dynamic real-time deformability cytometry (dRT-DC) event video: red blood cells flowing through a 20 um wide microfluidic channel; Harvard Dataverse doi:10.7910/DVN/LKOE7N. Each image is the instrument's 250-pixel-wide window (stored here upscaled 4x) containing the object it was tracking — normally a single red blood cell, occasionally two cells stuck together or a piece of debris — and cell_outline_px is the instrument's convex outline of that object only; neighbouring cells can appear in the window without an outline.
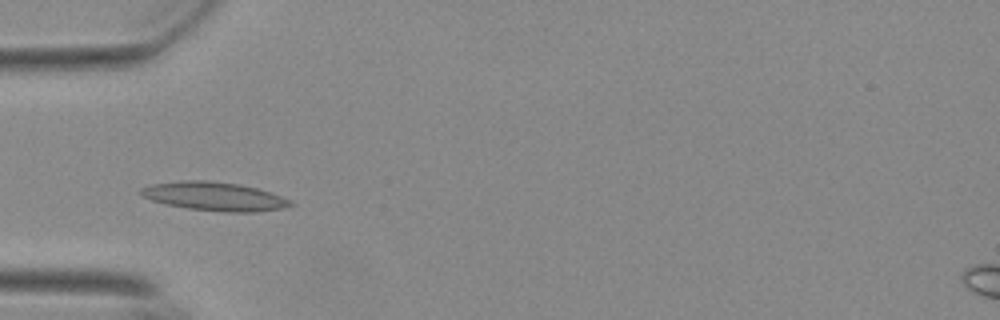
{"species": "Egyptian fruit bat (a non-hibernating species)", "species_latin": "Rousettus aegyptiacus", "temperature_condition": "warm", "stored_images_in_passage": 45, "camera_frame_rate_fps": 3000, "um_per_image_px": 0.085, "animal": {"sex": "female"}, "frame": {"image": 1, "passage_image": 8, "time_ms": 2.333, "image_size_px": [1000, 320], "cell_outline_px": [[296, 204], [280, 208], [260, 212], [224, 212], [188, 208], [164, 204], [140, 196], [136, 192], [140, 188], [152, 184], [184, 180], [204, 180], [236, 184], [256, 188], [280, 196]], "centroid_in_image_um": [18.14, 16.7], "position_along_channel_um": 66.9, "area_um2": 24.85}}
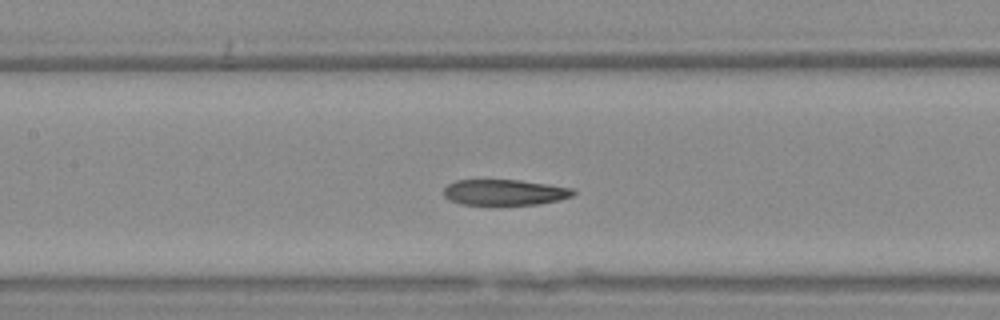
{"frame": {"image": 2, "passage_image": 16, "time_ms": 5.0, "image_size_px": [1000, 320], "cell_outline_px": [[576, 192], [572, 196], [560, 200], [540, 204], [500, 208], [460, 204], [448, 200], [444, 196], [444, 188], [448, 184], [456, 180], [520, 180], [576, 188]], "centroid_in_image_um": [42.9, 16.4], "position_along_channel_um": 164.5, "area_um2": 20.69}}
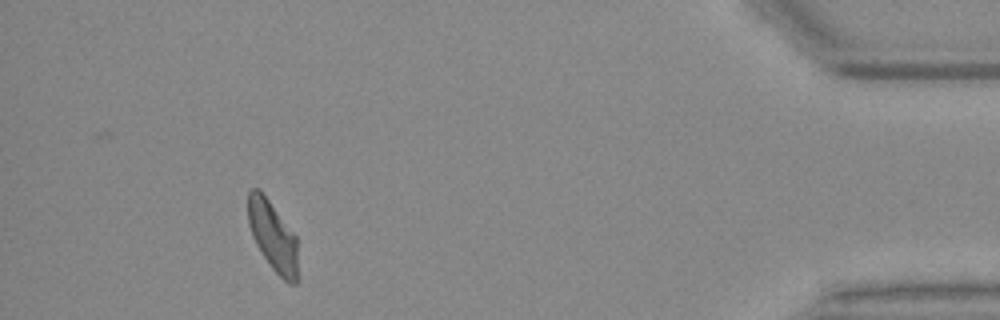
{"frame": {"image": 3, "passage_image": 41, "time_ms": 13.333, "image_size_px": [1000, 320], "cell_outline_px": [[296, 284], [288, 284], [272, 268], [256, 244], [252, 236], [248, 224], [248, 192], [252, 188], [260, 188], [296, 236]], "centroid_in_image_um": [23.16, 20.02], "position_along_channel_um": 412.0, "area_um2": 20.0}, "authors_computed_cell_mechanics": {"area_um2": 21.1548, "velocity_mm_per_s": 3.69, "shape_relaxation_time_tau1_ms": null, "shape_relaxation_time_tau2_ms": 4.5499, "deformation_change_tau1": null, "deformation_change_tau2": 0.1185}}